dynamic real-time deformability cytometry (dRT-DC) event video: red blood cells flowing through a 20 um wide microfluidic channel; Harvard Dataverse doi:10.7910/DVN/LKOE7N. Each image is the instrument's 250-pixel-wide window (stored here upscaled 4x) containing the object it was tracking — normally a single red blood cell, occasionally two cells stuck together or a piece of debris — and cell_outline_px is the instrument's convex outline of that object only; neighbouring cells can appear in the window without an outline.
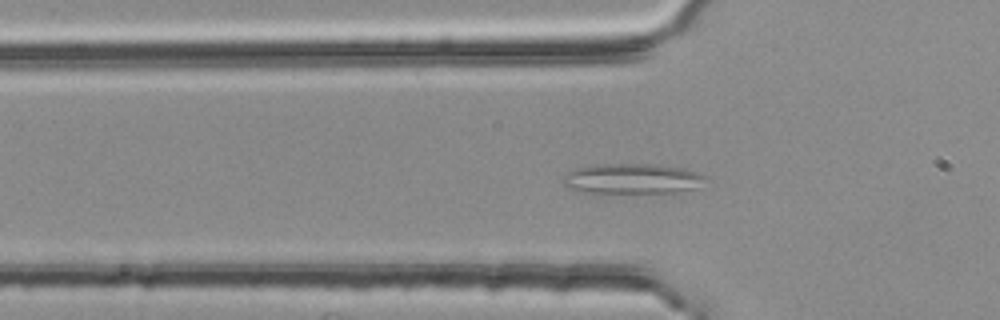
{"species": "common noctule bat (a hibernating species)", "species_latin": "Nyctalus noctula", "temperature_condition": "room temperature", "stored_images_in_passage": 44, "camera_frame_rate_fps": 3000, "um_per_image_px": 0.085, "animal": {"sex": "female", "body_mass_g": 25.1}, "frame": {"image": 1, "passage_image": 7, "time_ms": 2.0, "image_size_px": [1000, 320], "cell_outline_px": [[712, 180], [692, 188], [676, 192], [576, 192], [568, 188], [564, 184], [564, 176], [568, 172], [576, 168], [596, 164], [660, 164], [680, 168], [696, 172], [708, 176]], "centroid_in_image_um": [53.76, 15.18], "position_along_channel_um": 72.0, "area_um2": 25.09}}
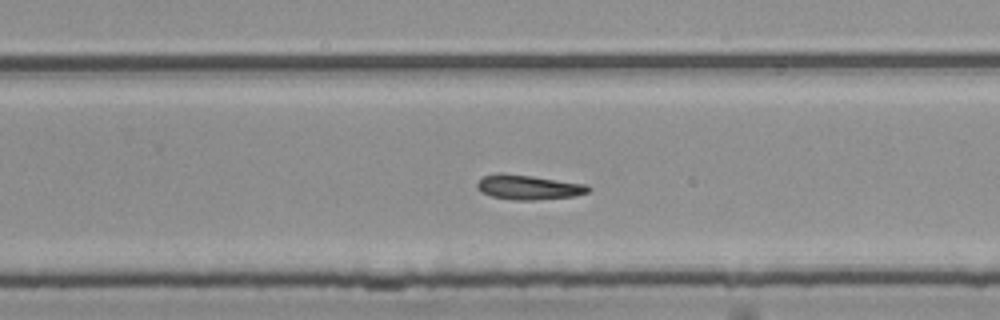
{"frame": {"image": 2, "passage_image": 24, "time_ms": 7.667, "image_size_px": [1000, 320], "cell_outline_px": [[592, 188], [588, 192], [576, 196], [532, 200], [512, 200], [492, 196], [480, 192], [476, 188], [476, 184], [484, 176], [532, 176], [588, 184]], "centroid_in_image_um": [45.02, 15.96], "position_along_channel_um": 284.8, "area_um2": 15.43}}
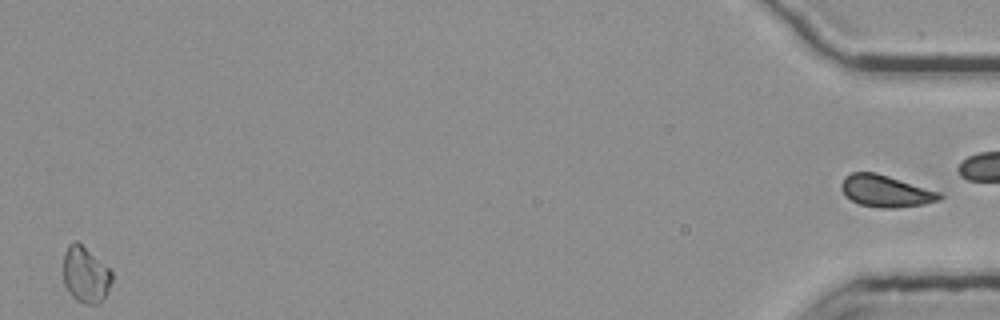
{"frame": {"image": 3, "passage_image": 43, "time_ms": 14.0, "image_size_px": [1000, 320], "cell_outline_px": [[112, 280], [108, 292], [100, 304], [84, 304], [76, 300], [68, 292], [64, 284], [64, 252], [68, 244], [76, 240], [108, 268], [112, 272]], "centroid_in_image_um": [7.26, 23.38], "position_along_channel_um": 427.9, "area_um2": 15.84}}